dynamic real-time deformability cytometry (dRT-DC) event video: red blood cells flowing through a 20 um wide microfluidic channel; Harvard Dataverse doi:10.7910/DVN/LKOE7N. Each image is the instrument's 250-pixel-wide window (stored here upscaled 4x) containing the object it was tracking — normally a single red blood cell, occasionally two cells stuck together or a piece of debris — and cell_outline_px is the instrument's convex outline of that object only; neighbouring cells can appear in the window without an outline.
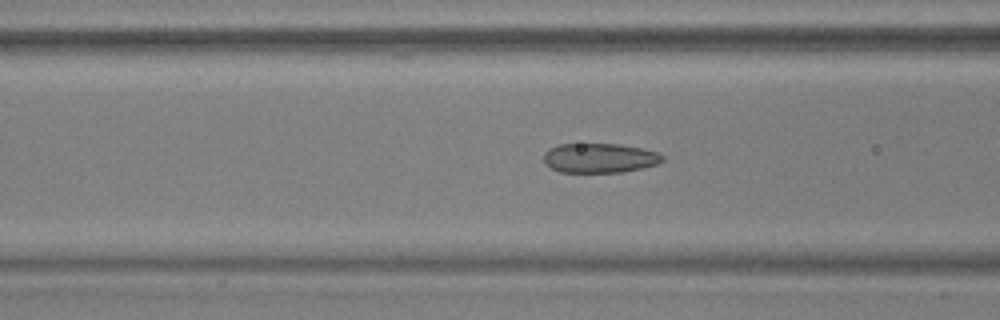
{"species": "common noctule bat (a hibernating species)", "species_latin": "Nyctalus noctula", "temperature_condition": "warm", "stored_images_in_passage": 54, "camera_frame_rate_fps": 3000, "um_per_image_px": 0.085, "animal": {"sex": "male", "body_mass_g": 17.9, "forearm_length_mm": 54.2}, "frame": {"image": 1, "passage_image": 21, "time_ms": 6.667, "image_size_px": [1000, 320], "cell_outline_px": [[664, 160], [656, 164], [640, 168], [620, 172], [560, 172], [544, 164], [544, 152], [548, 148], [560, 144], [620, 144], [640, 148], [656, 152], [664, 156]], "centroid_in_image_um": [50.92, 13.43], "position_along_channel_um": 115.7, "area_um2": 20.35}}
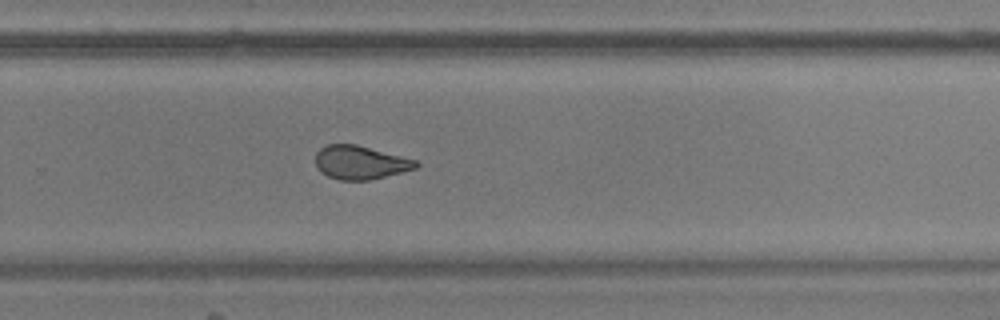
{"frame": {"image": 2, "passage_image": 36, "time_ms": 11.667, "image_size_px": [1000, 320], "cell_outline_px": [[420, 164], [416, 168], [368, 180], [340, 180], [328, 176], [320, 172], [316, 164], [316, 152], [320, 148], [328, 144], [356, 144], [416, 160]], "centroid_in_image_um": [30.59, 13.8], "position_along_channel_um": 299.2, "area_um2": 19.42}}
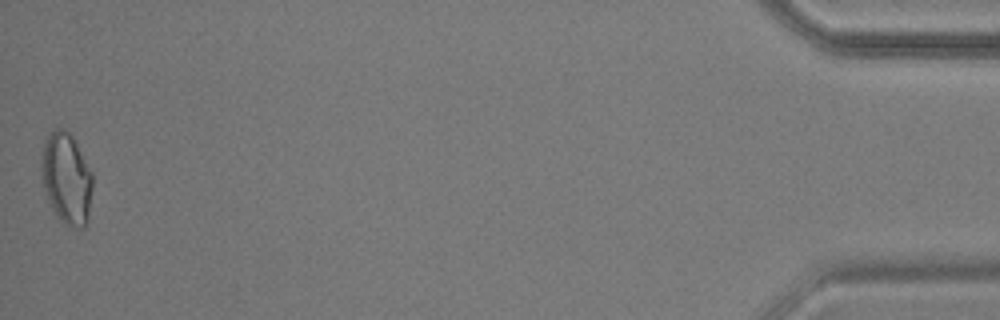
{"frame": {"image": 3, "passage_image": 54, "time_ms": 17.667, "image_size_px": [1000, 320], "cell_outline_px": [[92, 188], [88, 220], [84, 228], [72, 228], [64, 224], [56, 216], [48, 200], [40, 176], [40, 160], [44, 140], [56, 128], [64, 128], [72, 136], [92, 172]], "centroid_in_image_um": [5.63, 15.19], "position_along_channel_um": 429.6, "area_um2": 27.57}, "authors_computed_cell_mechanics": {"area_um2": 21.675, "velocity_mm_per_s": 3.67, "shape_relaxation_time_tau1_ms": 8.8366, "shape_relaxation_time_tau2_ms": 1.6367, "deformation_change_tau1": 0.2008, "deformation_change_tau2": 0.0737}}